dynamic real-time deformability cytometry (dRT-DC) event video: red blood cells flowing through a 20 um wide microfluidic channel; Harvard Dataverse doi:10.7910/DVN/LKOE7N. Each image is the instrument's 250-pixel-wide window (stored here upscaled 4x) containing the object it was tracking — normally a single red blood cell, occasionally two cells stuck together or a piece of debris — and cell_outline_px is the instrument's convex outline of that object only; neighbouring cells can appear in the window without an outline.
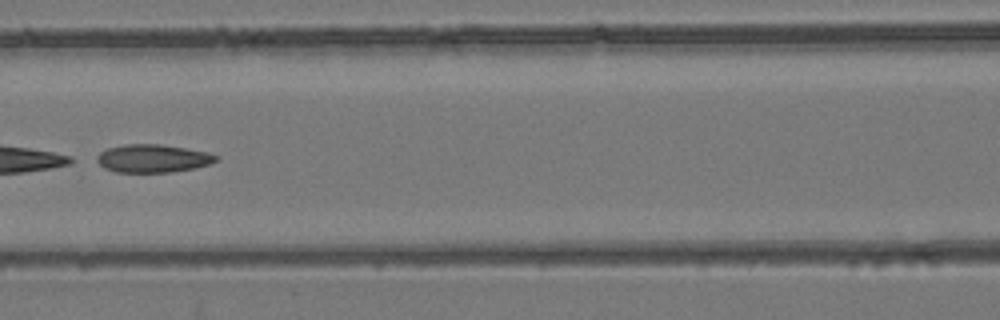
{"species": "common noctule bat (a hibernating species)", "species_latin": "Nyctalus noctula", "temperature_condition": "room temperature", "stored_images_in_passage": 8, "camera_frame_rate_fps": 3000, "um_per_image_px": 0.085, "animal": {"sex": "female", "body_mass_g": 24.6, "forearm_length_mm": 56.2}, "frame": {"image": 1, "passage_image": 7, "time_ms": 7.667, "image_size_px": [1000, 320], "cell_outline_px": [[220, 160], [196, 168], [172, 172], [116, 172], [104, 168], [96, 160], [96, 156], [100, 152], [108, 148], [124, 144], [160, 144], [208, 152], [220, 156]], "centroid_in_image_um": [13.01, 13.47], "position_along_channel_um": 153.6, "area_um2": 19.59}}
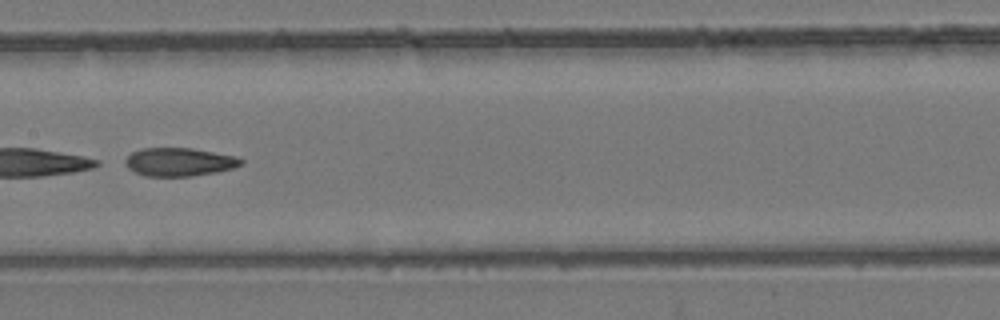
{"frame": {"image": 2, "passage_image": 8, "time_ms": 8.667, "image_size_px": [1000, 320], "cell_outline_px": [[244, 164], [232, 168], [216, 172], [192, 176], [144, 176], [128, 168], [124, 164], [124, 160], [132, 152], [140, 148], [192, 148], [236, 156], [244, 160]], "centroid_in_image_um": [15.23, 13.76], "position_along_channel_um": 192.2, "area_um2": 19.19}}